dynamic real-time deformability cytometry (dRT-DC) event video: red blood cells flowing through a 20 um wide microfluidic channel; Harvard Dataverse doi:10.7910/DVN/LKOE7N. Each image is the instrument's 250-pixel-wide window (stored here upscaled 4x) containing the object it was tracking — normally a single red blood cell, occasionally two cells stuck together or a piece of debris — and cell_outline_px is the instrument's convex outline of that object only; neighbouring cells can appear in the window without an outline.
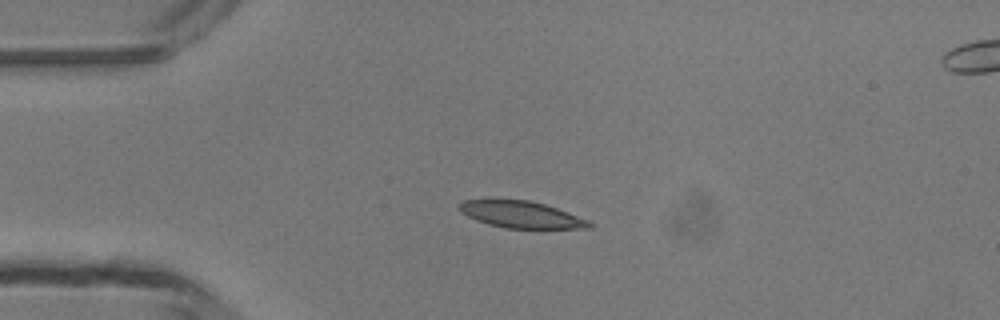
{"species": "common noctule bat (a hibernating species)", "species_latin": "Nyctalus noctula", "temperature_condition": "room temperature", "stored_images_in_passage": 38, "camera_frame_rate_fps": 3000, "um_per_image_px": 0.085, "animal": {"sex": "male", "body_mass_g": 13.3}, "frame": {"image": 1, "passage_image": 1, "time_ms": 0.0, "image_size_px": [1000, 320], "cell_outline_px": [[596, 224], [592, 228], [504, 228], [488, 224], [476, 220], [460, 212], [456, 204], [464, 200], [488, 196], [528, 200], [544, 204], [568, 212], [588, 220]], "centroid_in_image_um": [44.2, 18.18], "position_along_channel_um": 40.8, "area_um2": 21.15}}
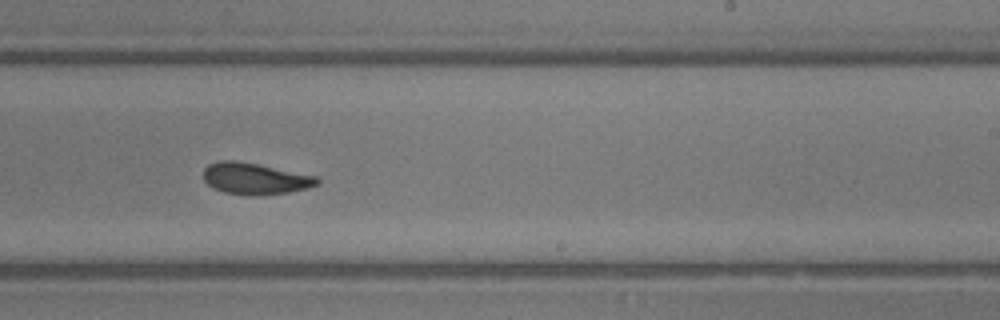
{"frame": {"image": 2, "passage_image": 19, "time_ms": 6.0, "image_size_px": [1000, 320], "cell_outline_px": [[320, 184], [308, 188], [288, 192], [252, 196], [224, 192], [212, 188], [204, 180], [204, 168], [208, 164], [220, 160], [236, 160], [316, 176], [320, 180]], "centroid_in_image_um": [21.66, 15.18], "position_along_channel_um": 267.3, "area_um2": 20.81}}
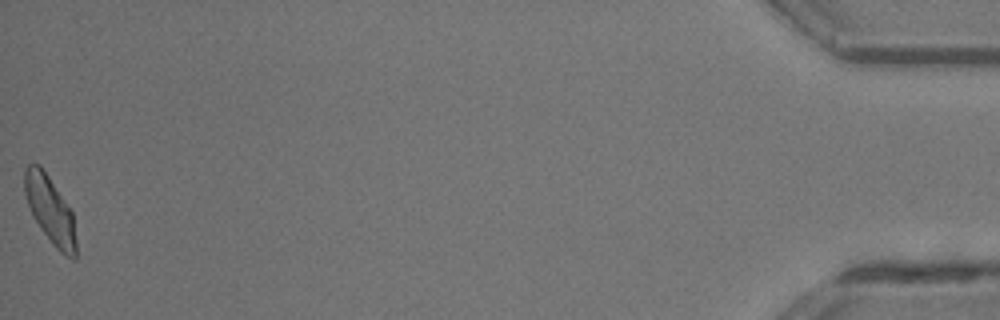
{"frame": {"image": 3, "passage_image": 38, "time_ms": 12.333, "image_size_px": [1000, 320], "cell_outline_px": [[76, 260], [72, 260], [64, 256], [52, 244], [40, 228], [32, 216], [24, 192], [24, 168], [28, 164], [40, 164], [72, 212], [76, 240]], "centroid_in_image_um": [4.25, 17.88], "position_along_channel_um": 430.9, "area_um2": 20.17}, "authors_computed_cell_mechanics": {"area_um2": 20.6924, "velocity_mm_per_s": 4.2282, "shape_relaxation_time_tau1_ms": 7.282, "shape_relaxation_time_tau2_ms": 2.0499, "deformation_change_tau1": 0.193, "deformation_change_tau2": 0.0796}}